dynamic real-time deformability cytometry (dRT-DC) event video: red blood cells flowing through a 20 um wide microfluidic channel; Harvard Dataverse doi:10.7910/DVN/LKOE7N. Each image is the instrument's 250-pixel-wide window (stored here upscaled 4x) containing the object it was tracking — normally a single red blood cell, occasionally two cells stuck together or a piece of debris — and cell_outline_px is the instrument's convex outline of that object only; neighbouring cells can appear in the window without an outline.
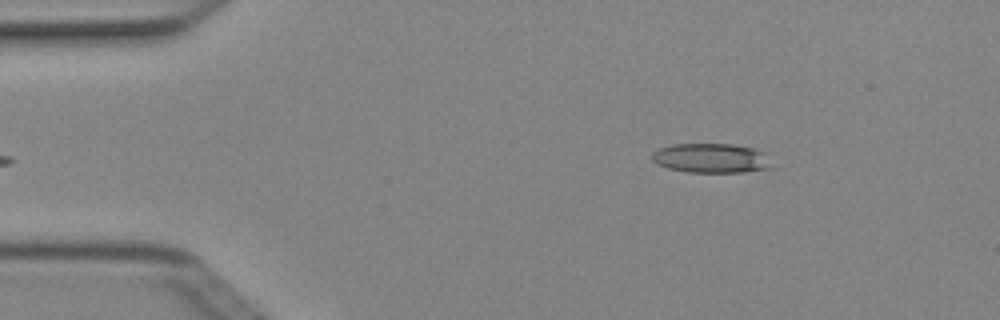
{"species": "Egyptian fruit bat (a non-hibernating species)", "species_latin": "Rousettus aegyptiacus", "temperature_condition": "cold", "stored_images_in_passage": 4, "camera_frame_rate_fps": 3000, "um_per_image_px": 0.085, "animal": {"sex": "female"}, "frame": {"image": 1, "passage_image": 4, "time_ms": 1.0, "image_size_px": [1000, 320], "cell_outline_px": [[772, 168], [744, 172], [684, 172], [668, 168], [656, 164], [652, 160], [652, 152], [660, 148], [672, 144], [732, 144], [756, 148], [764, 152]], "centroid_in_image_um": [60.43, 13.44], "position_along_channel_um": 24.6, "area_um2": 20.69}}